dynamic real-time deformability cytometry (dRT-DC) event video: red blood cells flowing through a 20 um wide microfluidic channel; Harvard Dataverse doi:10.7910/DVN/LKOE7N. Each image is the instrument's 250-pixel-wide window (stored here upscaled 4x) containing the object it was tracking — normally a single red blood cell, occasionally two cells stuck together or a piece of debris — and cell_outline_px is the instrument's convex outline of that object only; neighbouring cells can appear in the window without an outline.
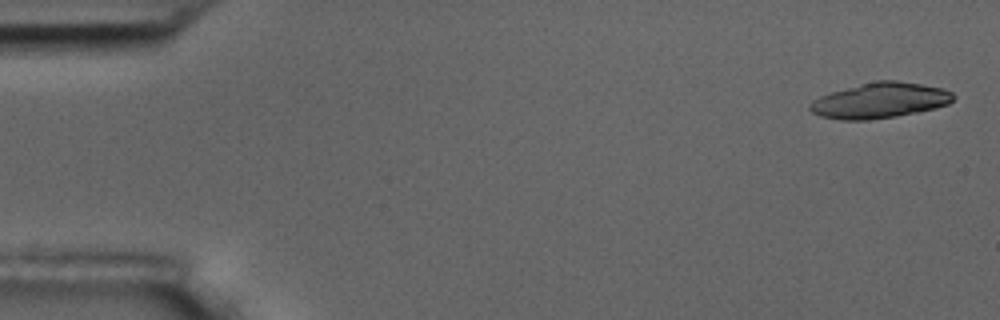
{"species": "common noctule bat (a hibernating species)", "species_latin": "Nyctalus noctula", "temperature_condition": "room temperature", "stored_images_in_passage": 5, "camera_frame_rate_fps": 3000, "um_per_image_px": 0.085, "animal": {"sex": "male", "body_mass_g": 17.5, "forearm_length_mm": 52.3}, "frame": {"image": 1, "passage_image": 1, "time_ms": 0.0, "image_size_px": [1000, 320], "cell_outline_px": [[956, 96], [948, 104], [936, 108], [896, 116], [868, 120], [840, 120], [820, 116], [812, 112], [808, 108], [808, 104], [812, 100], [820, 96], [832, 92], [860, 84], [876, 80], [896, 80], [944, 88], [952, 92]], "centroid_in_image_um": [74.78, 8.54], "position_along_channel_um": 10.2, "area_um2": 29.65}}